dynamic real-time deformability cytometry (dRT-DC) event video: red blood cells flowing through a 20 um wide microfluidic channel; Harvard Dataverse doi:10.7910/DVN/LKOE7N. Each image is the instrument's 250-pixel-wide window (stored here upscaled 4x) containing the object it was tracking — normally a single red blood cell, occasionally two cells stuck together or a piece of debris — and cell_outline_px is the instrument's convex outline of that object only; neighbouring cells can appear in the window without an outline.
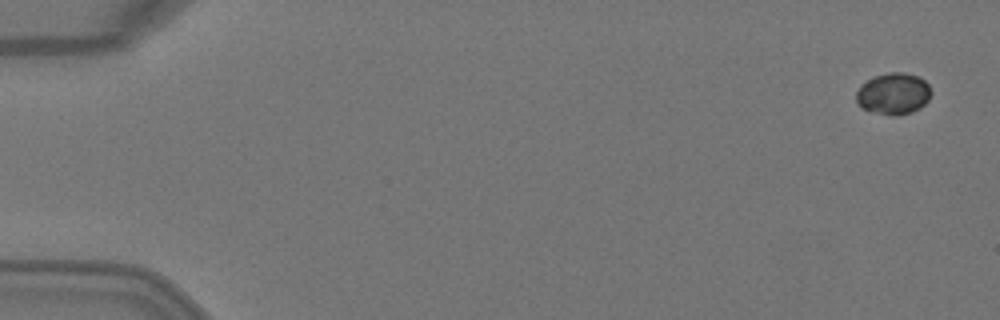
{"species": "Egyptian fruit bat (a non-hibernating species)", "species_latin": "Rousettus aegyptiacus", "temperature_condition": "warm", "stored_images_in_passage": 5, "camera_frame_rate_fps": 3000, "um_per_image_px": 0.085, "animal": {"sex": "female"}, "frame": {"image": 1, "passage_image": 1, "time_ms": 0.0, "image_size_px": [1000, 320], "cell_outline_px": [[932, 92], [928, 100], [920, 108], [912, 112], [896, 116], [892, 116], [876, 112], [864, 108], [856, 100], [856, 92], [860, 84], [872, 76], [888, 72], [904, 72], [920, 76], [928, 84]], "centroid_in_image_um": [75.95, 7.93], "position_along_channel_um": 9.0, "area_um2": 18.32}}